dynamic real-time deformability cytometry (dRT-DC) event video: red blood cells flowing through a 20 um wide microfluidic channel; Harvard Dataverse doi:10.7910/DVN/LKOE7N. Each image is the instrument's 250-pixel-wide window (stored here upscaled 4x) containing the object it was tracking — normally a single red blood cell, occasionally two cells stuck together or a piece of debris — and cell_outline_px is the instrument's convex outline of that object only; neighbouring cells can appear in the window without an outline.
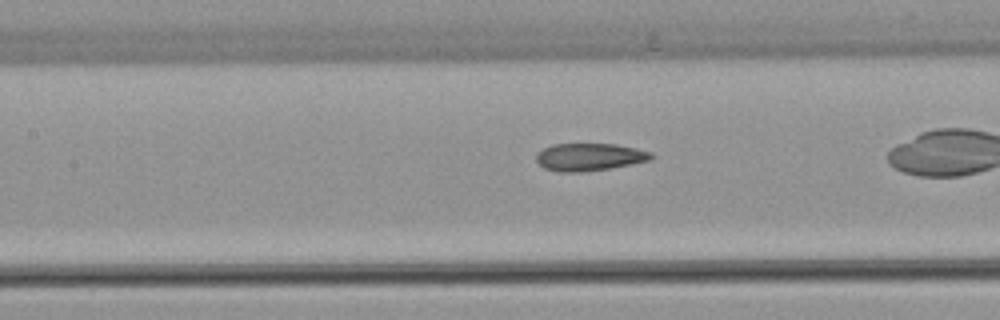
{"species": "common noctule bat (a hibernating species)", "species_latin": "Nyctalus noctula", "temperature_condition": "warm", "stored_images_in_passage": 12, "camera_frame_rate_fps": 3000, "um_per_image_px": 0.085, "animal": {"sex": "female", "body_mass_g": 22.7, "forearm_length_mm": 54.2}, "frame": {"image": 1, "passage_image": 6, "time_ms": 1.667, "image_size_px": [1000, 320], "cell_outline_px": [[652, 160], [632, 164], [584, 172], [560, 172], [544, 168], [536, 160], [536, 152], [552, 144], [616, 144], [636, 148], [652, 152]], "centroid_in_image_um": [50.09, 13.34], "position_along_channel_um": 157.3, "area_um2": 18.5}}